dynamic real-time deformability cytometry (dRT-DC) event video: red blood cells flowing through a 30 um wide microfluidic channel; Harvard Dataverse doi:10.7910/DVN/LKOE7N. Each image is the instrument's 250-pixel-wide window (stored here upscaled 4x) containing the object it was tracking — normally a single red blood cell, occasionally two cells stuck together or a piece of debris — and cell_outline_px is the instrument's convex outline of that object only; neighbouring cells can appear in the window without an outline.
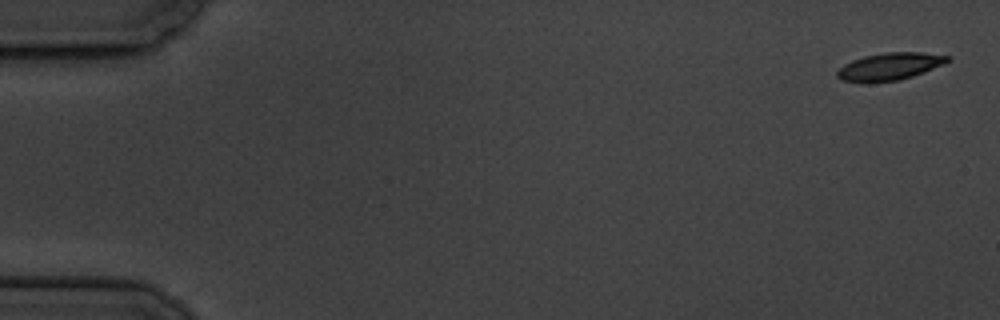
{"species": "common noctule bat (a hibernating species)", "species_latin": "Nyctalus noctula", "temperature_condition": "cold", "stored_images_in_passage": 5, "camera_frame_rate_fps": 3000, "um_per_image_px": 0.085, "animal": {"sex": "male", "body_mass_g": 19.5, "forearm_length_mm": 54.6}, "frame": {"image": 1, "passage_image": 1, "time_ms": 0.0, "image_size_px": [1000, 320], "cell_outline_px": [[952, 60], [944, 64], [912, 76], [900, 80], [860, 84], [840, 80], [836, 76], [836, 72], [844, 64], [852, 60], [864, 56], [884, 52], [920, 52], [952, 56]], "centroid_in_image_um": [75.59, 5.66], "position_along_channel_um": 9.4, "area_um2": 17.98}}
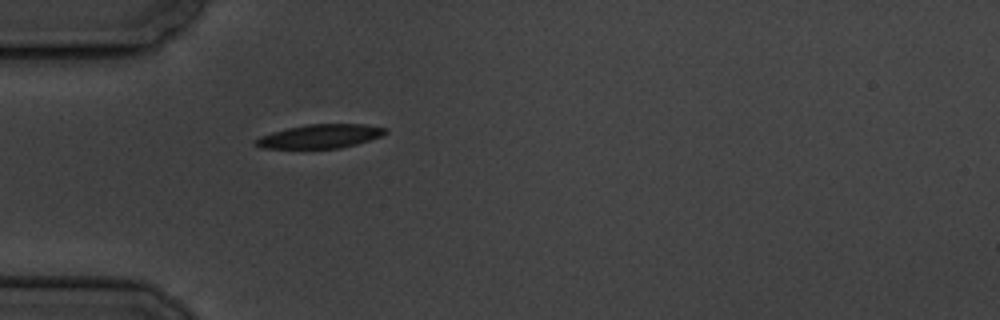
{"frame": {"image": 2, "passage_image": 5, "time_ms": 5.333, "image_size_px": [1000, 320], "cell_outline_px": [[388, 132], [380, 136], [356, 144], [340, 148], [264, 148], [252, 144], [252, 140], [260, 136], [272, 132], [304, 124], [364, 124], [388, 128]], "centroid_in_image_um": [27.18, 11.58], "position_along_channel_um": 57.8, "area_um2": 18.03}}